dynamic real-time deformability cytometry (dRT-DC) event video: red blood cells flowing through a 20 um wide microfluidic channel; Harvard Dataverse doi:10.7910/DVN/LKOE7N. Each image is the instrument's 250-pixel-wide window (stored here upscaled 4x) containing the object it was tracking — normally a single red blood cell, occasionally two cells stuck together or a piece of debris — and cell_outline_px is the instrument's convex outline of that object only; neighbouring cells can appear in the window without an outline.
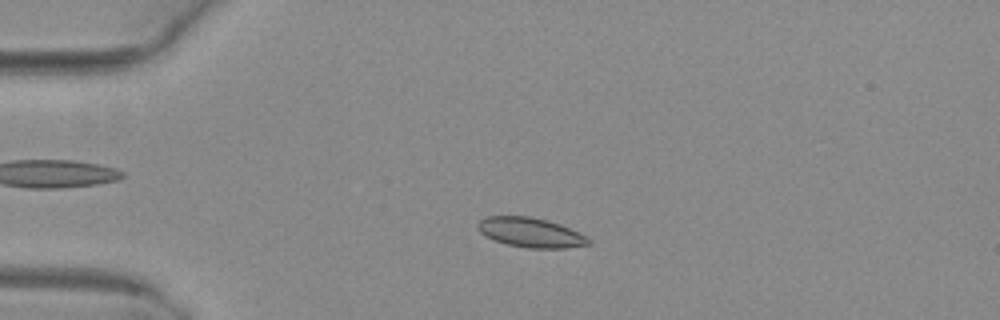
{"species": "common noctule bat (a hibernating species)", "species_latin": "Nyctalus noctula", "temperature_condition": "warm", "stored_images_in_passage": 43, "camera_frame_rate_fps": 3000, "um_per_image_px": 0.085, "animal": {"sex": "female", "body_mass_g": 29.2, "forearm_length_mm": 56.3}, "frame": {"image": 1, "passage_image": 11, "time_ms": 3.333, "image_size_px": [1000, 320], "cell_outline_px": [[592, 244], [564, 248], [528, 248], [504, 244], [480, 232], [476, 228], [476, 224], [480, 220], [488, 216], [528, 216], [548, 220], [560, 224], [588, 236], [592, 240]], "centroid_in_image_um": [45.14, 19.76], "position_along_channel_um": 39.9, "area_um2": 19.25}}
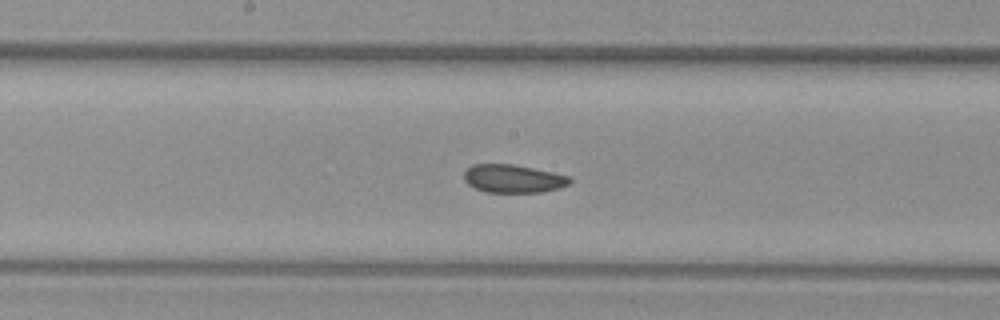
{"frame": {"image": 2, "passage_image": 26, "time_ms": 8.333, "image_size_px": [1000, 320], "cell_outline_px": [[572, 180], [568, 184], [560, 188], [544, 192], [484, 192], [468, 184], [464, 180], [464, 172], [472, 164], [512, 164], [552, 172], [568, 176]], "centroid_in_image_um": [43.61, 15.19], "position_along_channel_um": 204.6, "area_um2": 17.28}}
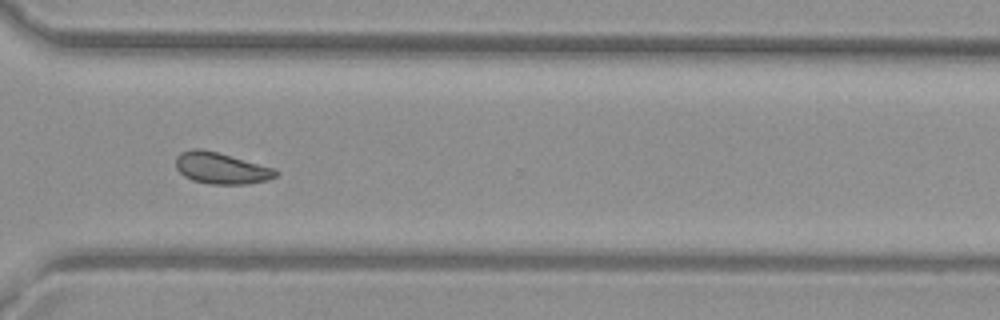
{"frame": {"image": 3, "passage_image": 37, "time_ms": 12.0, "image_size_px": [1000, 320], "cell_outline_px": [[280, 172], [276, 176], [268, 180], [248, 184], [212, 184], [192, 180], [184, 176], [176, 168], [176, 156], [180, 152], [192, 148], [200, 148], [216, 152], [276, 168]], "centroid_in_image_um": [18.81, 14.29], "position_along_channel_um": 351.8, "area_um2": 18.38}, "authors_computed_cell_mechanics": {"area_um2": 18.2648, "velocity_mm_per_s": 4.0169, "shape_relaxation_time_tau1_ms": null, "shape_relaxation_time_tau2_ms": 1.5178, "deformation_change_tau1": null, "deformation_change_tau2": 0.0387}}